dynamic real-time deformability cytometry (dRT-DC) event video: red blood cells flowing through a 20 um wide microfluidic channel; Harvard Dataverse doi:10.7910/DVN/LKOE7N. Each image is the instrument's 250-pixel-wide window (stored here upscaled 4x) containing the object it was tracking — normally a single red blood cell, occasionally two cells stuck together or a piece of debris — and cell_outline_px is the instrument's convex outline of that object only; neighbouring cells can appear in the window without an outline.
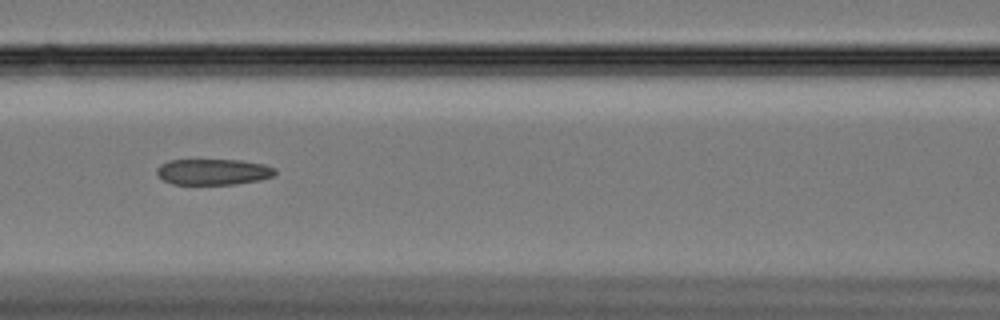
{"species": "Egyptian fruit bat (a non-hibernating species)", "species_latin": "Rousettus aegyptiacus", "temperature_condition": "cold", "stored_images_in_passage": 60, "camera_frame_rate_fps": 3000, "um_per_image_px": 0.085, "animal": {"sex": "female"}, "frame": {"image": 1, "passage_image": 27, "time_ms": 8.667, "image_size_px": [1000, 320], "cell_outline_px": [[276, 172], [272, 176], [260, 180], [236, 184], [172, 184], [164, 180], [156, 172], [156, 168], [160, 164], [168, 160], [240, 160], [264, 164], [276, 168]], "centroid_in_image_um": [18.12, 14.6], "position_along_channel_um": 148.5, "area_um2": 17.92}}
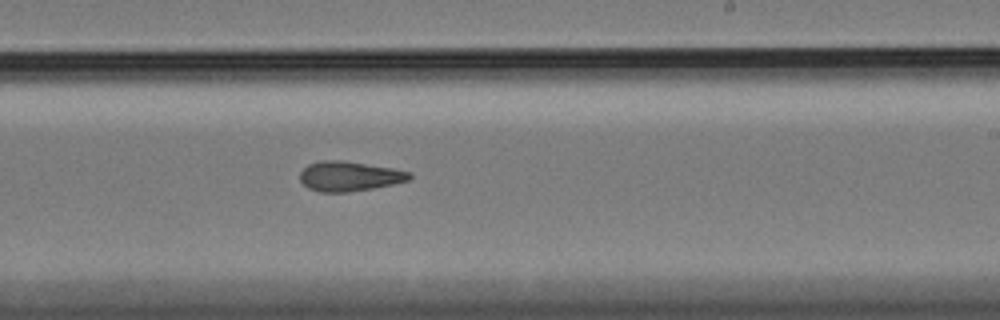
{"frame": {"image": 2, "passage_image": 37, "time_ms": 12.0, "image_size_px": [1000, 320], "cell_outline_px": [[412, 176], [408, 180], [392, 184], [372, 188], [348, 192], [320, 192], [308, 188], [300, 180], [300, 172], [308, 164], [324, 160], [344, 160], [392, 168], [408, 172]], "centroid_in_image_um": [29.65, 14.97], "position_along_channel_um": 259.3, "area_um2": 18.84}}
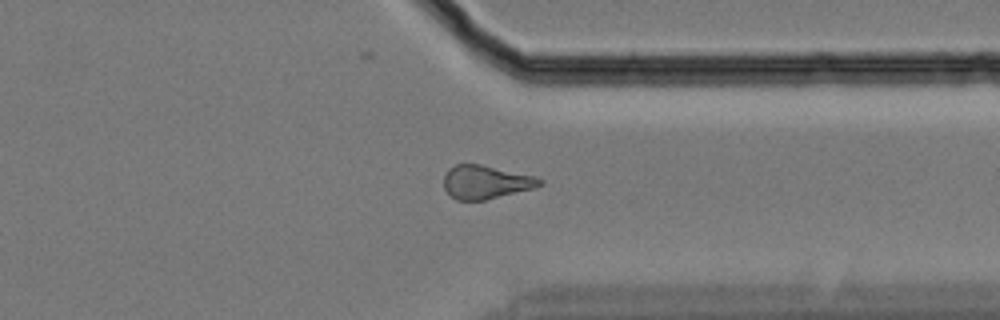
{"frame": {"image": 3, "passage_image": 47, "time_ms": 15.333, "image_size_px": [1000, 320], "cell_outline_px": [[544, 184], [532, 188], [484, 200], [456, 200], [444, 188], [444, 176], [448, 168], [456, 164], [480, 164], [532, 176], [544, 180]], "centroid_in_image_um": [41.25, 15.47], "position_along_channel_um": 370.1, "area_um2": 18.38}, "authors_computed_cell_mechanics": {"area_um2": 18.9295, "velocity_mm_per_s": 3.3408, "shape_relaxation_time_tau1_ms": null, "shape_relaxation_time_tau2_ms": 3.3051, "deformation_change_tau1": null, "deformation_change_tau2": 0.1228}}